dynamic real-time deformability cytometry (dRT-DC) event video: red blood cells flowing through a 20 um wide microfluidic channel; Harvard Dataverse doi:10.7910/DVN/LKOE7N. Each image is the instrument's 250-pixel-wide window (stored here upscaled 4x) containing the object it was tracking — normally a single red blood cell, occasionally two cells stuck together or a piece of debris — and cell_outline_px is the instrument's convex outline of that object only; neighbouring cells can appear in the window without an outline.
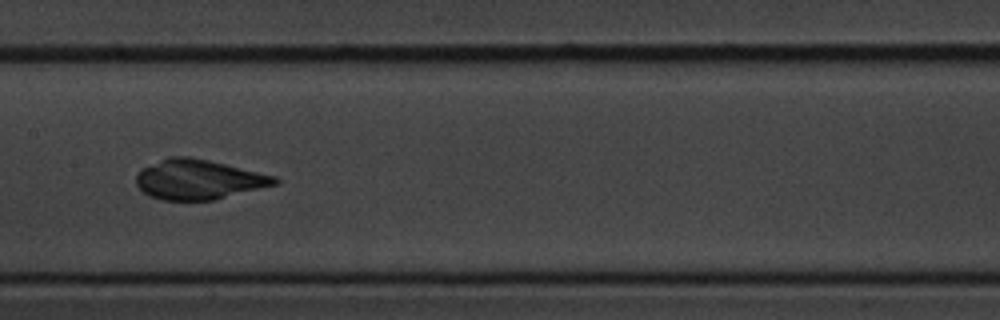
{"species": "common noctule bat (a hibernating species)", "species_latin": "Nyctalus noctula", "temperature_condition": "cold", "stored_images_in_passage": 9, "camera_frame_rate_fps": 3000, "um_per_image_px": 0.085, "animal": {"sex": "male", "body_mass_g": 20.1, "forearm_length_mm": 53.5}, "frame": {"image": 1, "passage_image": 6, "time_ms": 6.0, "image_size_px": [1000, 320], "cell_outline_px": [[280, 180], [276, 184], [216, 200], [164, 200], [148, 196], [136, 184], [136, 176], [144, 168], [168, 156], [188, 156], [208, 160], [276, 176]], "centroid_in_image_um": [16.89, 15.26], "position_along_channel_um": 190.5, "area_um2": 31.91}}
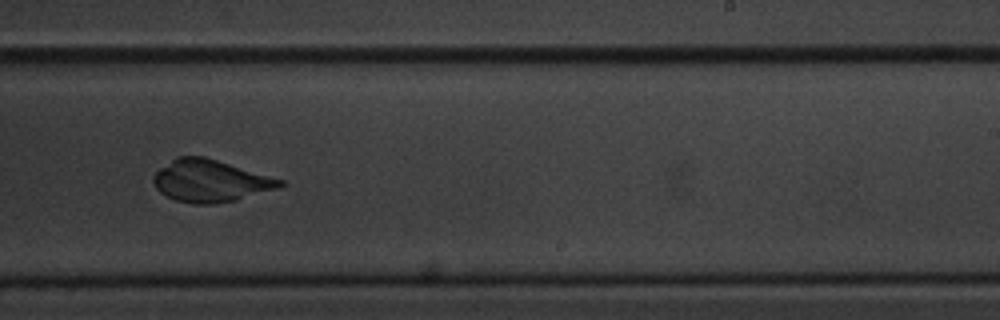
{"frame": {"image": 2, "passage_image": 8, "time_ms": 8.333, "image_size_px": [1000, 320], "cell_outline_px": [[284, 184], [280, 188], [236, 200], [216, 204], [196, 204], [176, 200], [160, 192], [156, 188], [152, 180], [152, 176], [160, 168], [176, 156], [204, 156], [284, 180]], "centroid_in_image_um": [17.88, 15.37], "position_along_channel_um": 271.1, "area_um2": 31.04}}